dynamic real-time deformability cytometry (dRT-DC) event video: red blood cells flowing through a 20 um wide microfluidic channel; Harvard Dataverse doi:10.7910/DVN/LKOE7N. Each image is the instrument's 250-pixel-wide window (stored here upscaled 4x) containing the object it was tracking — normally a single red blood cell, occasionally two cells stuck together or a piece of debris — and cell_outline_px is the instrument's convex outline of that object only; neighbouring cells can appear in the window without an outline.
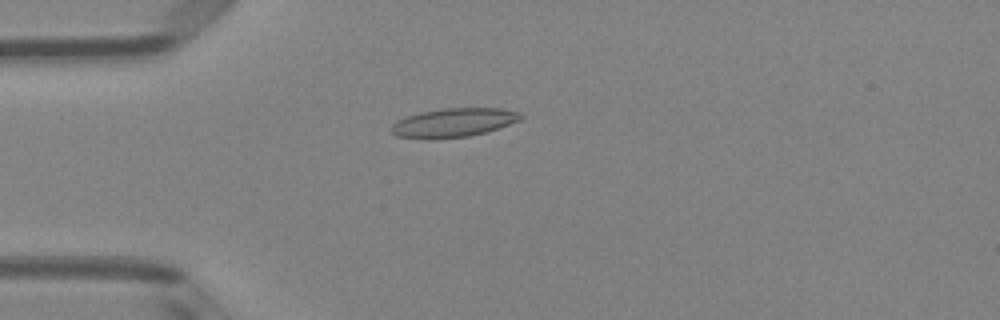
{"species": "Egyptian fruit bat (a non-hibernating species)", "species_latin": "Rousettus aegyptiacus", "temperature_condition": "room temperature", "stored_images_in_passage": 51, "camera_frame_rate_fps": 3000, "um_per_image_px": 0.085, "animal": {"sex": "female"}, "frame": {"image": 1, "passage_image": 14, "time_ms": 4.333, "image_size_px": [1000, 320], "cell_outline_px": [[524, 116], [520, 120], [484, 132], [468, 136], [432, 140], [428, 140], [396, 136], [392, 132], [392, 124], [396, 120], [420, 112], [444, 108], [500, 108], [520, 112]], "centroid_in_image_um": [38.52, 10.43], "position_along_channel_um": 46.5, "area_um2": 21.79}}
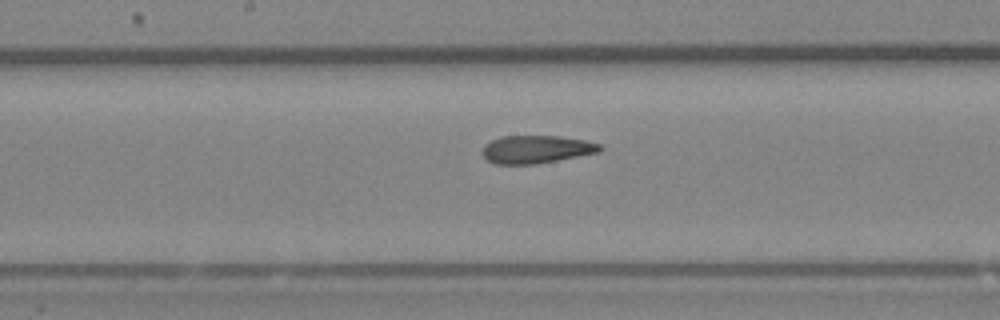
{"frame": {"image": 2, "passage_image": 27, "time_ms": 8.667, "image_size_px": [1000, 320], "cell_outline_px": [[604, 148], [600, 152], [536, 164], [496, 164], [488, 160], [480, 152], [484, 144], [500, 136], [560, 136], [584, 140], [600, 144]], "centroid_in_image_um": [45.57, 12.69], "position_along_channel_um": 202.6, "area_um2": 19.19}}
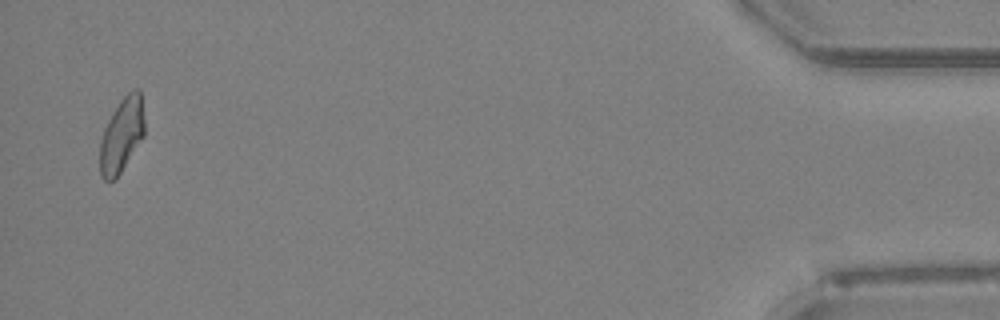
{"frame": {"image": 3, "passage_image": 50, "time_ms": 16.333, "image_size_px": [1000, 320], "cell_outline_px": [[144, 136], [120, 172], [112, 180], [104, 180], [100, 176], [100, 140], [104, 128], [112, 112], [120, 100], [132, 88], [140, 88], [144, 120]], "centroid_in_image_um": [10.34, 11.43], "position_along_channel_um": 424.9, "area_um2": 19.25}, "authors_computed_cell_mechanics": {"area_um2": 19.7676, "velocity_mm_per_s": 4.005, "shape_relaxation_time_tau1_ms": null, "shape_relaxation_time_tau2_ms": 2.3349, "deformation_change_tau1": null, "deformation_change_tau2": 0.0912}}